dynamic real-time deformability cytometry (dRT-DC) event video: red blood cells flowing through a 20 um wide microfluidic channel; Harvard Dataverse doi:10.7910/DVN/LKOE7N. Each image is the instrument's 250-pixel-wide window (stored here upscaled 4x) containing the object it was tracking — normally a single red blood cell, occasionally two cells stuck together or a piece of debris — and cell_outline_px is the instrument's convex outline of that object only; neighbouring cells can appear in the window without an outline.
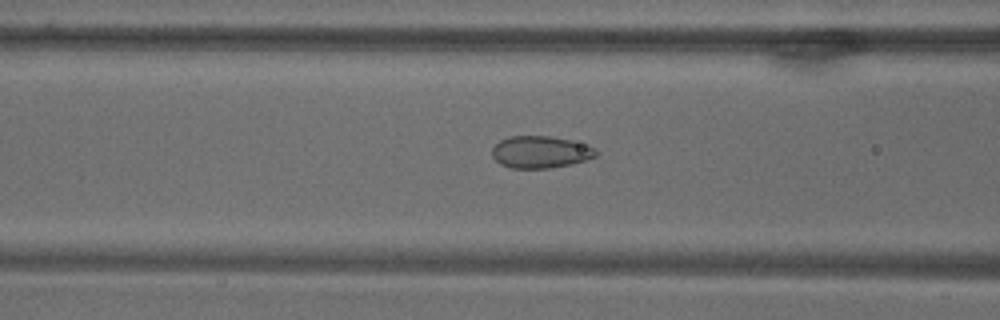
{"species": "common noctule bat (a hibernating species)", "species_latin": "Nyctalus noctula", "temperature_condition": "warm", "stored_images_in_passage": 72, "camera_frame_rate_fps": 3000, "um_per_image_px": 0.085, "animal": {"sex": "male", "body_mass_g": 18.8}, "frame": {"image": 1, "passage_image": 30, "time_ms": 9.667, "image_size_px": [1000, 320], "cell_outline_px": [[600, 152], [596, 156], [572, 164], [548, 168], [512, 168], [500, 164], [492, 156], [492, 148], [500, 140], [508, 136], [548, 136], [572, 140], [596, 148]], "centroid_in_image_um": [45.95, 12.92], "position_along_channel_um": 120.7, "area_um2": 19.48}}
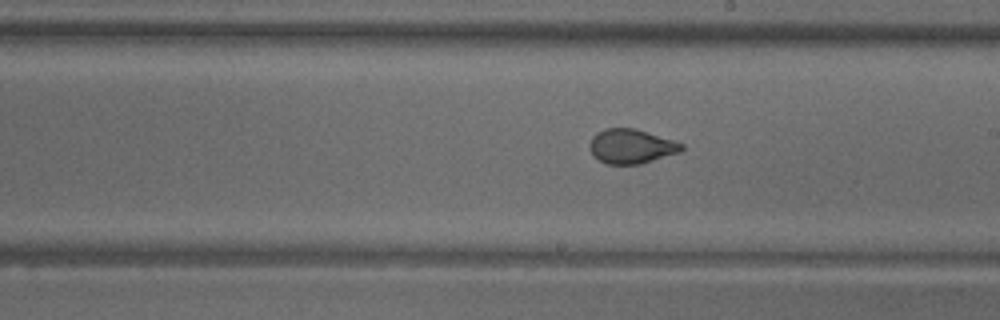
{"frame": {"image": 2, "passage_image": 42, "time_ms": 13.667, "image_size_px": [1000, 320], "cell_outline_px": [[684, 148], [680, 152], [640, 164], [604, 164], [592, 156], [588, 144], [592, 136], [596, 132], [604, 128], [636, 128], [676, 140], [684, 144]], "centroid_in_image_um": [53.64, 12.43], "position_along_channel_um": 235.4, "area_um2": 18.9}}
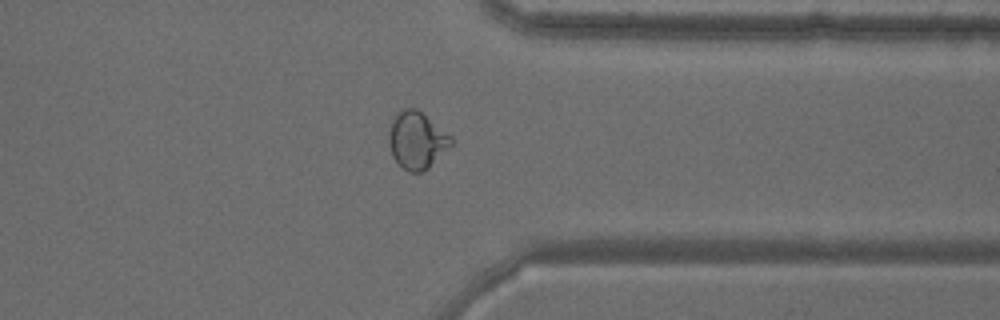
{"frame": {"image": 3, "passage_image": 57, "time_ms": 18.667, "image_size_px": [1000, 320], "cell_outline_px": [[452, 144], [428, 168], [420, 172], [408, 172], [392, 156], [388, 144], [388, 132], [392, 116], [404, 108], [416, 108], [452, 136]], "centroid_in_image_um": [35.39, 11.9], "position_along_channel_um": 376.0, "area_um2": 20.69}}